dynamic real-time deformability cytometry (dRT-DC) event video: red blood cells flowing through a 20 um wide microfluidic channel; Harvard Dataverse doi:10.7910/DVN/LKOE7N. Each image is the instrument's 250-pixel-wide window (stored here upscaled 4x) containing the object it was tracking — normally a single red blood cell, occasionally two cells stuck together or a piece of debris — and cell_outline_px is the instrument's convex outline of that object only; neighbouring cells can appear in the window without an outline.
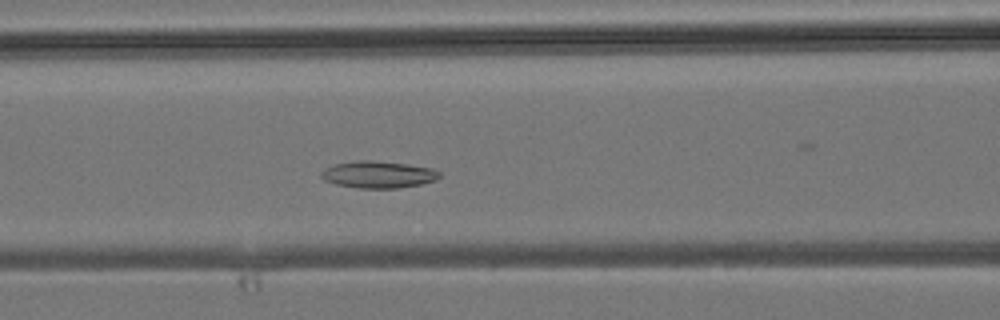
{"species": "common noctule bat (a hibernating species)", "species_latin": "Nyctalus noctula", "temperature_condition": "room temperature", "stored_images_in_passage": 40, "camera_frame_rate_fps": 3000, "um_per_image_px": 0.085, "animal": {"sex": "male", "body_mass_g": 19.2, "forearm_length_mm": 51.8}, "frame": {"image": 1, "passage_image": 14, "time_ms": 4.333, "image_size_px": [1000, 320], "cell_outline_px": [[440, 176], [436, 180], [420, 184], [396, 188], [360, 188], [336, 184], [324, 180], [320, 176], [320, 172], [324, 168], [336, 164], [356, 160], [368, 160], [408, 164], [432, 168], [440, 172]], "centroid_in_image_um": [32.13, 14.83], "position_along_channel_um": 134.5, "area_um2": 18.5}}
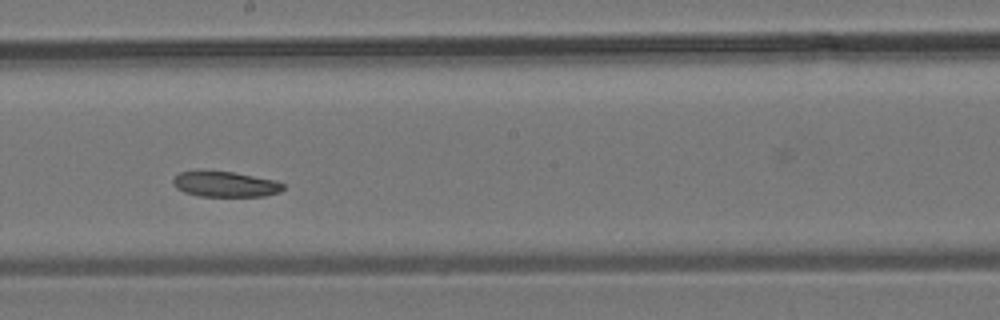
{"frame": {"image": 2, "passage_image": 20, "time_ms": 6.333, "image_size_px": [1000, 320], "cell_outline_px": [[284, 188], [280, 192], [264, 196], [200, 196], [184, 192], [176, 188], [172, 184], [172, 180], [180, 172], [200, 168], [232, 172], [276, 180], [284, 184]], "centroid_in_image_um": [19.09, 15.62], "position_along_channel_um": 229.1, "area_um2": 16.82}}
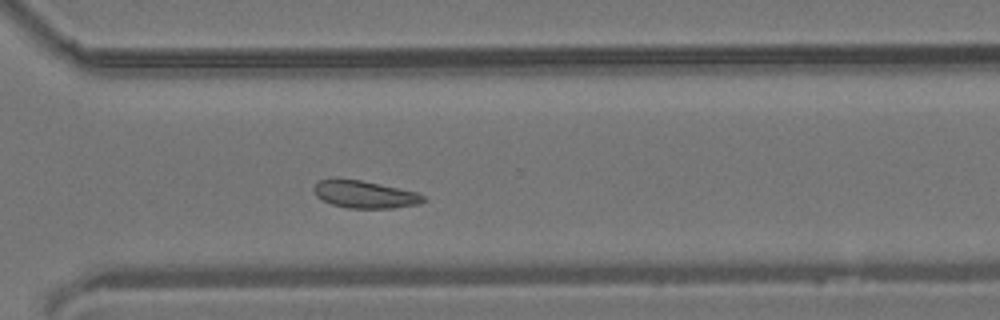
{"frame": {"image": 3, "passage_image": 27, "time_ms": 8.667, "image_size_px": [1000, 320], "cell_outline_px": [[424, 200], [416, 204], [392, 208], [348, 208], [332, 204], [316, 196], [312, 188], [320, 180], [336, 176], [360, 180], [380, 184], [416, 192], [424, 196]], "centroid_in_image_um": [30.92, 16.49], "position_along_channel_um": 339.7, "area_um2": 17.51}}